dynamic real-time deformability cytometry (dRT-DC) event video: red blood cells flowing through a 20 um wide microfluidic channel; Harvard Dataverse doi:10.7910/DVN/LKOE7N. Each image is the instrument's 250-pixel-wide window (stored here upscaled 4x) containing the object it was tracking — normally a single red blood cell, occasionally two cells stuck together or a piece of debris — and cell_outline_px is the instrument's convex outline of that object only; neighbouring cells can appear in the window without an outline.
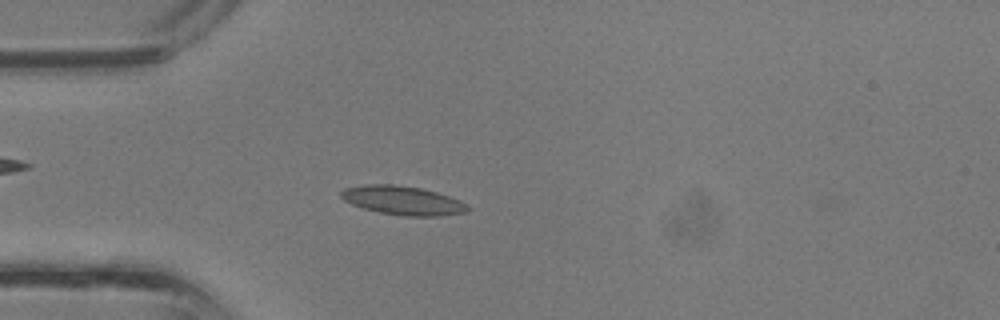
{"species": "common noctule bat (a hibernating species)", "species_latin": "Nyctalus noctula", "temperature_condition": "room temperature", "stored_images_in_passage": 37, "camera_frame_rate_fps": 3000, "um_per_image_px": 0.085, "animal": {"sex": "male", "body_mass_g": 13.3}, "frame": {"image": 1, "passage_image": 10, "time_ms": 3.0, "image_size_px": [1000, 320], "cell_outline_px": [[468, 212], [440, 216], [404, 216], [380, 212], [364, 208], [352, 204], [344, 200], [340, 196], [340, 192], [344, 188], [364, 184], [392, 184], [420, 188], [436, 192], [460, 200], [468, 204]], "centroid_in_image_um": [34.23, 17.03], "position_along_channel_um": 50.8, "area_um2": 21.27}}
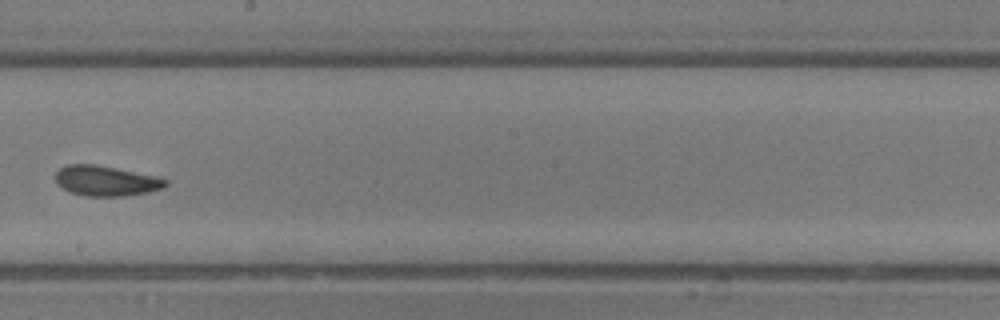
{"frame": {"image": 2, "passage_image": 21, "time_ms": 6.667, "image_size_px": [1000, 320], "cell_outline_px": [[168, 184], [164, 188], [148, 192], [124, 196], [84, 196], [68, 192], [56, 184], [56, 172], [60, 168], [68, 164], [96, 164], [156, 176], [168, 180]], "centroid_in_image_um": [9.0, 15.38], "position_along_channel_um": 239.2, "area_um2": 19.54}}
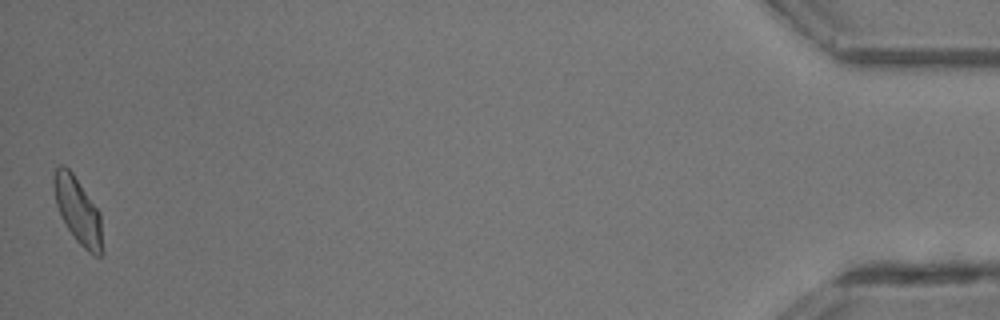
{"frame": {"image": 3, "passage_image": 37, "time_ms": 12.0, "image_size_px": [1000, 320], "cell_outline_px": [[104, 252], [100, 256], [96, 256], [88, 252], [76, 240], [68, 228], [56, 204], [52, 180], [52, 176], [56, 168], [60, 164], [64, 164], [72, 172], [100, 212]], "centroid_in_image_um": [6.64, 17.9], "position_along_channel_um": 428.6, "area_um2": 18.79}}